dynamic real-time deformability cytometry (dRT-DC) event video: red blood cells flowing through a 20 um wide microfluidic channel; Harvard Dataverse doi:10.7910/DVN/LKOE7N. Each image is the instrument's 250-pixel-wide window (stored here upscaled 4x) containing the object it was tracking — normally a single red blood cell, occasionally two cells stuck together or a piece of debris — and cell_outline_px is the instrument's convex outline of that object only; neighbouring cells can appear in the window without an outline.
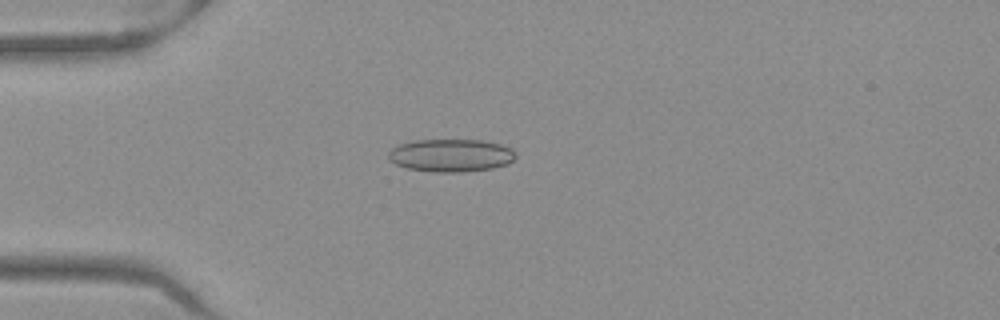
{"species": "Egyptian fruit bat (a non-hibernating species)", "species_latin": "Rousettus aegyptiacus", "temperature_condition": "warm", "stored_images_in_passage": 51, "camera_frame_rate_fps": 3000, "um_per_image_px": 0.085, "frame": {"image": 1, "passage_image": 14, "time_ms": 4.333, "image_size_px": [1000, 320], "cell_outline_px": [[516, 156], [508, 164], [492, 168], [460, 172], [432, 172], [408, 168], [396, 164], [388, 160], [388, 152], [392, 148], [400, 144], [412, 140], [484, 140], [500, 144], [512, 148], [516, 152]], "centroid_in_image_um": [38.33, 13.2], "position_along_channel_um": 46.7, "area_um2": 24.45}}
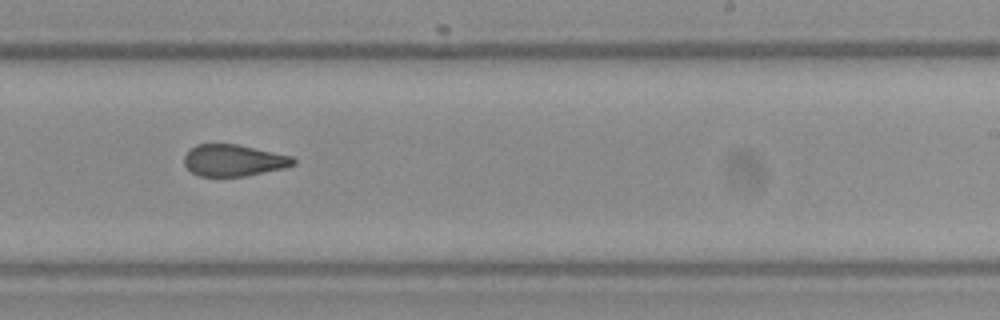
{"frame": {"image": 2, "passage_image": 32, "time_ms": 10.333, "image_size_px": [1000, 320], "cell_outline_px": [[296, 164], [284, 168], [244, 176], [200, 176], [192, 172], [184, 164], [184, 156], [196, 144], [236, 144], [292, 156], [296, 160]], "centroid_in_image_um": [19.87, 13.63], "position_along_channel_um": 269.1, "area_um2": 19.94}}
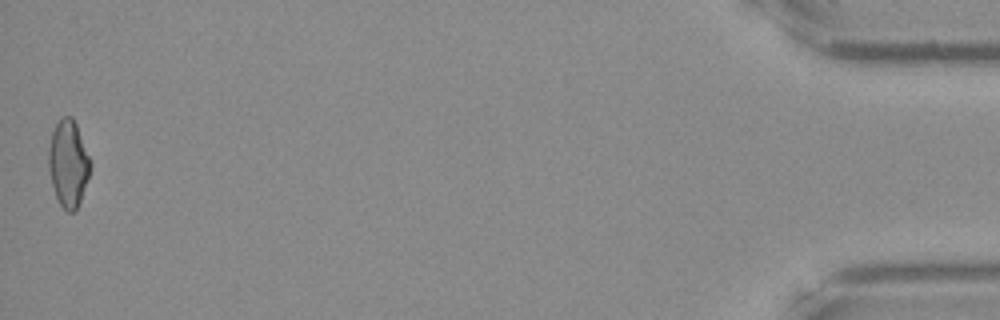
{"frame": {"image": 3, "passage_image": 51, "time_ms": 16.667, "image_size_px": [1000, 320], "cell_outline_px": [[92, 168], [80, 200], [76, 208], [72, 212], [68, 212], [60, 204], [56, 196], [52, 184], [48, 168], [48, 148], [52, 132], [60, 116], [72, 116], [76, 124], [92, 160]], "centroid_in_image_um": [5.82, 13.85], "position_along_channel_um": 429.4, "area_um2": 21.27}, "authors_computed_cell_mechanics": {"area_um2": 21.675, "velocity_mm_per_s": 3.9978, "shape_relaxation_time_tau1_ms": null, "shape_relaxation_time_tau2_ms": 1.5471, "deformation_change_tau1": null, "deformation_change_tau2": 0.0973}}